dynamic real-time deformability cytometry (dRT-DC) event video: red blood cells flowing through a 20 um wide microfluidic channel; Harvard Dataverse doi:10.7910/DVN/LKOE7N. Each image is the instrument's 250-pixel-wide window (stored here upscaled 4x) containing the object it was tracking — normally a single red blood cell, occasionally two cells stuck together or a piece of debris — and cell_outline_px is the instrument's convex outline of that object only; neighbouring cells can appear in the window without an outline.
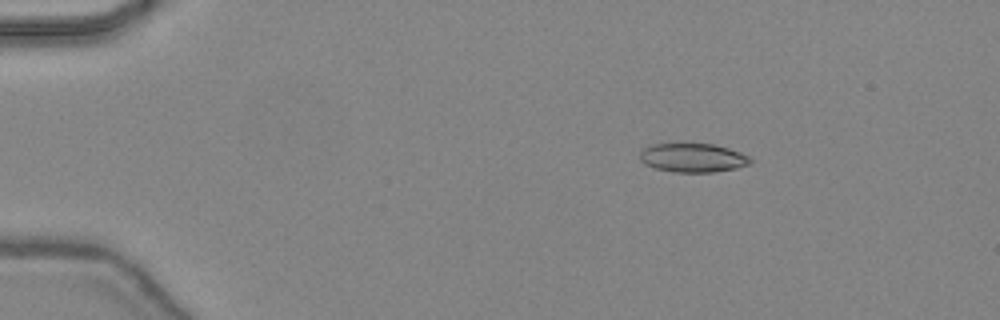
{"species": "common noctule bat (a hibernating species)", "species_latin": "Nyctalus noctula", "temperature_condition": "warm", "stored_images_in_passage": 46, "camera_frame_rate_fps": 3000, "um_per_image_px": 0.085, "animal": {"sex": "female", "body_mass_g": 24.6, "forearm_length_mm": 56.2}, "frame": {"image": 1, "passage_image": 7, "time_ms": 2.0, "image_size_px": [1000, 320], "cell_outline_px": [[752, 164], [736, 168], [712, 172], [672, 172], [656, 168], [644, 164], [640, 160], [640, 152], [644, 148], [652, 144], [712, 144], [728, 148], [740, 152], [748, 156], [752, 160]], "centroid_in_image_um": [58.89, 13.42], "position_along_channel_um": 26.1, "area_um2": 18.55}}
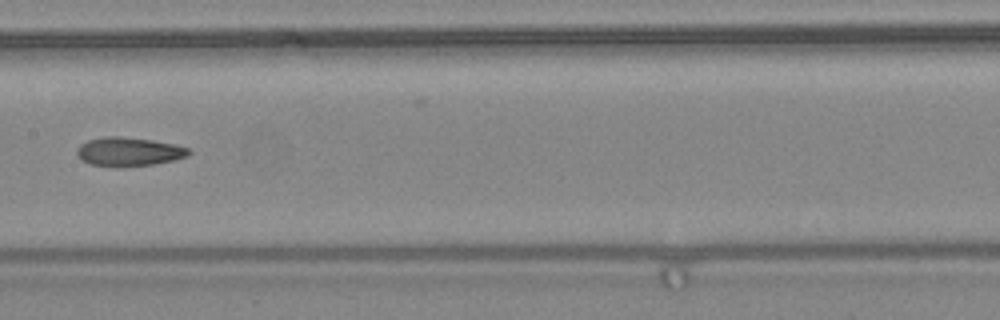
{"frame": {"image": 2, "passage_image": 24, "time_ms": 7.667, "image_size_px": [1000, 320], "cell_outline_px": [[192, 152], [188, 156], [176, 160], [152, 164], [88, 164], [80, 160], [76, 156], [76, 148], [80, 144], [88, 140], [104, 136], [120, 136], [152, 140], [176, 144], [188, 148]], "centroid_in_image_um": [10.95, 12.85], "position_along_channel_um": 196.5, "area_um2": 18.38}}
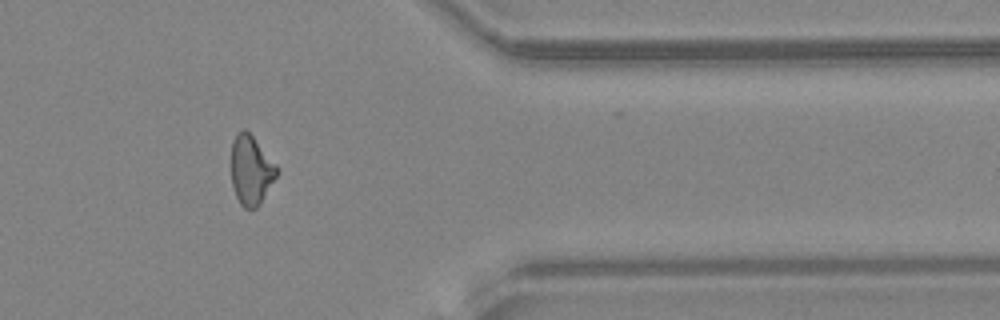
{"frame": {"image": 3, "passage_image": 38, "time_ms": 12.333, "image_size_px": [1000, 320], "cell_outline_px": [[280, 168], [276, 176], [260, 204], [256, 208], [244, 208], [240, 204], [236, 196], [232, 184], [232, 140], [236, 132], [244, 128], [252, 136]], "centroid_in_image_um": [21.34, 14.45], "position_along_channel_um": 390.1, "area_um2": 18.32}, "authors_computed_cell_mechanics": {"area_um2": 18.7272, "velocity_mm_per_s": 4.4818, "shape_relaxation_time_tau1_ms": 10.1019, "shape_relaxation_time_tau2_ms": 2.9874, "deformation_change_tau1": 0.245, "deformation_change_tau2": 0.1143}}